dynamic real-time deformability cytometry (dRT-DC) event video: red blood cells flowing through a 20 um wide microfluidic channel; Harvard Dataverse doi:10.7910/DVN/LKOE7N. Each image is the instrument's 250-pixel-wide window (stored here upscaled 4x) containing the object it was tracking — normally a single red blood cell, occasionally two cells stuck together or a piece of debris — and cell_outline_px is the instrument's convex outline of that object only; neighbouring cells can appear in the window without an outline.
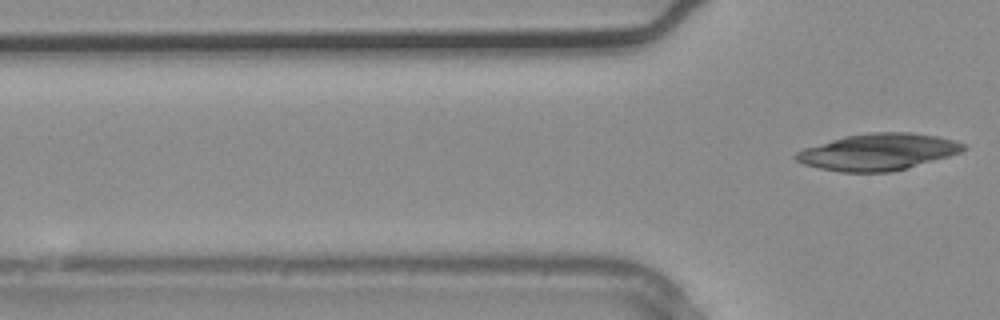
{"species": "common noctule bat (a hibernating species)", "species_latin": "Nyctalus noctula", "temperature_condition": "warm", "stored_images_in_passage": 2, "camera_frame_rate_fps": 3000, "um_per_image_px": 0.085, "animal": {"sex": "male", "body_mass_g": 20.4}, "frame": {"image": 1, "passage_image": 2, "time_ms": 0.333, "image_size_px": [1000, 320], "cell_outline_px": [[968, 148], [960, 152], [948, 156], [908, 168], [888, 172], [840, 172], [820, 168], [804, 164], [796, 160], [792, 156], [796, 152], [804, 148], [844, 136], [872, 132], [908, 132], [936, 136], [956, 140], [964, 144]], "centroid_in_image_um": [74.63, 12.91], "position_along_channel_um": 51.2, "area_um2": 35.66}}